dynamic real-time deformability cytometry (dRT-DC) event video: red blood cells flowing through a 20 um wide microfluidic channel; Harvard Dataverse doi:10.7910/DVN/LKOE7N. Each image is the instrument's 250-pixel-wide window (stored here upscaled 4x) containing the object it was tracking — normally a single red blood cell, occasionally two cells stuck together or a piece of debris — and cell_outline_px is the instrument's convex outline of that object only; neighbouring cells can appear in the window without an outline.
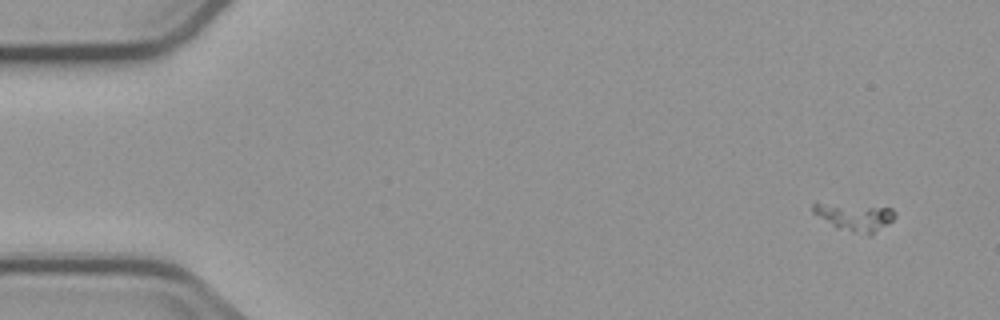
{"species": "common noctule bat (a hibernating species)", "species_latin": "Nyctalus noctula", "temperature_condition": "cold", "stored_images_in_passage": 3, "camera_frame_rate_fps": 3000, "um_per_image_px": 0.085, "animal": {"sex": "male", "body_mass_g": 23.1, "forearm_length_mm": 52.7}, "frame": {"image": 1, "passage_image": 1, "time_ms": 0.0, "image_size_px": [1000, 320], "cell_outline_px": [[896, 216], [888, 224], [872, 236], [868, 236], [836, 228], [812, 212], [812, 204], [820, 204], [892, 208], [896, 212]], "centroid_in_image_um": [72.71, 18.5], "position_along_channel_um": 12.3, "area_um2": 12.89}}